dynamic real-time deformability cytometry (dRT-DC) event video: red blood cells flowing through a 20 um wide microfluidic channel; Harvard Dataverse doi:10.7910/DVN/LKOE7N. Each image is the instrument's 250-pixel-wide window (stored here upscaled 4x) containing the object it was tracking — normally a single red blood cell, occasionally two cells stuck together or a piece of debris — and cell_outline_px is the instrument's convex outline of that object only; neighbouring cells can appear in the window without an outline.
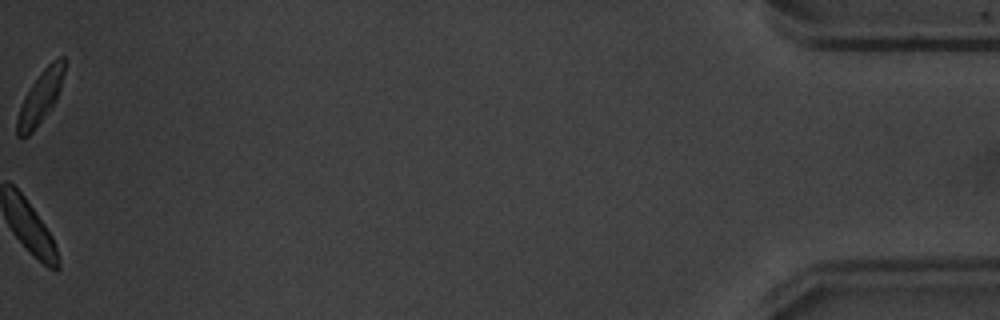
{"species": "common noctule bat (a hibernating species)", "species_latin": "Nyctalus noctula", "temperature_condition": "warm", "stored_images_in_passage": 55, "camera_frame_rate_fps": 3000, "um_per_image_px": 0.085, "animal": {"sex": "male", "body_mass_g": 20.1, "forearm_length_mm": 53.5}, "frame": {"image": 1, "passage_image": 55, "time_ms": 18.0, "image_size_px": [1000, 320], "cell_outline_px": [[64, 72], [60, 88], [56, 100], [32, 132], [28, 136], [16, 136], [16, 120], [24, 96], [32, 84], [44, 68], [52, 60], [60, 56], [64, 56]], "centroid_in_image_um": [3.42, 8.26], "position_along_channel_um": 431.8, "area_um2": 14.1}}